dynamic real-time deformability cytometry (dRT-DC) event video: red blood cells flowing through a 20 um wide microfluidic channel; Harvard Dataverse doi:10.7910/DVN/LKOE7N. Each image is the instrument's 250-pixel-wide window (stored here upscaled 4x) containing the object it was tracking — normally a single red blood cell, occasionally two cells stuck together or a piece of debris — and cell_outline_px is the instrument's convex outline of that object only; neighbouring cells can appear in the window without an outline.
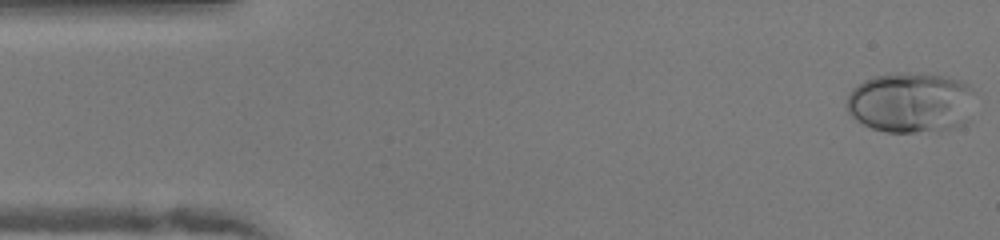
{"species": "human", "species_latin": "Homo sapiens", "temperature_condition": "warm", "stored_images_in_passage": 49, "camera_frame_rate_fps": 3000, "um_per_image_px": 0.085, "donor": {"sex": "female"}, "frame": {"image": 1, "passage_image": 1, "time_ms": 0.0, "image_size_px": [1000, 240], "cell_outline_px": [[972, 92], [968, 120], [964, 124], [940, 132], [884, 132], [872, 128], [856, 120], [848, 112], [848, 96], [852, 88], [864, 80], [872, 76], [896, 72], [904, 72], [948, 76], [960, 80], [968, 84], [972, 88]], "centroid_in_image_um": [77.41, 8.72], "position_along_channel_um": 7.6, "area_um2": 45.55}}
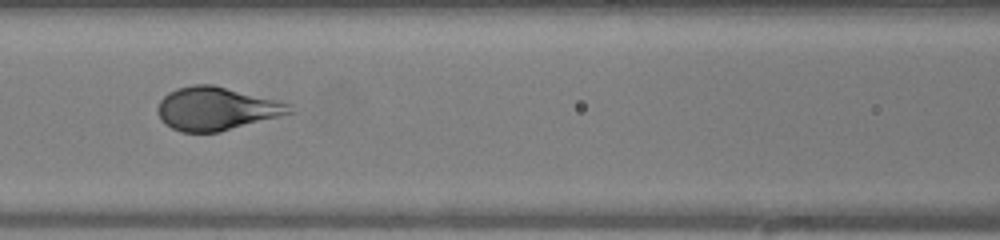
{"frame": {"image": 2, "passage_image": 20, "time_ms": 6.333, "image_size_px": [1000, 240], "cell_outline_px": [[296, 112], [220, 132], [180, 132], [164, 124], [160, 120], [156, 112], [156, 108], [160, 100], [168, 92], [176, 88], [192, 84], [212, 84], [292, 104]], "centroid_in_image_um": [18.37, 9.24], "position_along_channel_um": 148.2, "area_um2": 33.52}}
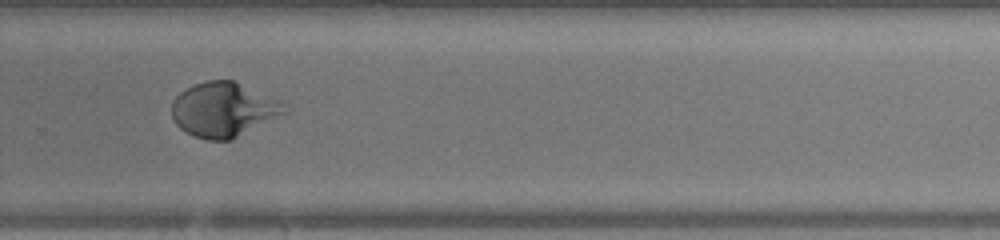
{"frame": {"image": 3, "passage_image": 32, "time_ms": 10.333, "image_size_px": [1000, 240], "cell_outline_px": [[288, 112], [232, 140], [208, 140], [196, 136], [180, 128], [176, 124], [172, 116], [172, 100], [180, 92], [192, 84], [208, 80], [232, 80], [276, 100]], "centroid_in_image_um": [18.94, 9.33], "position_along_channel_um": 310.9, "area_um2": 35.26}, "authors_computed_cell_mechanics": {"area_um2": 34.969, "velocity_mm_per_s": 4.0783, "shape_relaxation_time_tau1_ms": 3.9096, "shape_relaxation_time_tau2_ms": null, "deformation_change_tau1": 0.2537, "deformation_change_tau2": null}}